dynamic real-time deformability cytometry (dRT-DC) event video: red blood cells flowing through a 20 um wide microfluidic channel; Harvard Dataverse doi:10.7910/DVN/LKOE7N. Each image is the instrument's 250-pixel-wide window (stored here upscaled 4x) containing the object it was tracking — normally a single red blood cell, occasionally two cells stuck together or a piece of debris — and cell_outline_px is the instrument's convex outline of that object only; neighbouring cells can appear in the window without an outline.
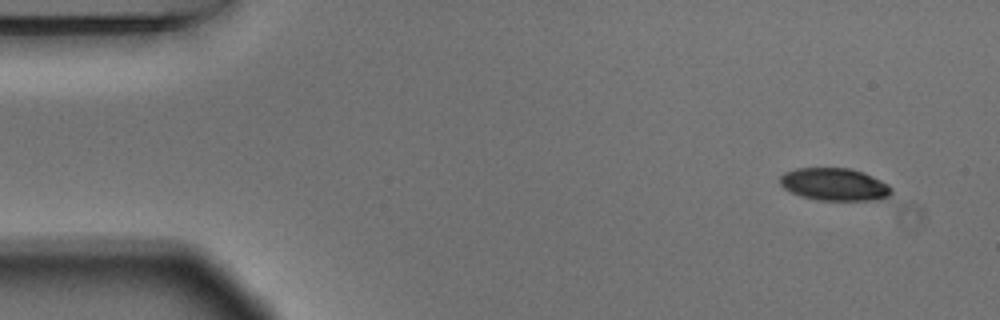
{"species": "Egyptian fruit bat (a non-hibernating species)", "species_latin": "Rousettus aegyptiacus", "temperature_condition": "warm", "stored_images_in_passage": 6, "camera_frame_rate_fps": 3000, "um_per_image_px": 0.085, "animal": {"sex": "male"}, "frame": {"image": 1, "passage_image": 1, "time_ms": 0.0, "image_size_px": [1000, 320], "cell_outline_px": [[892, 192], [888, 196], [880, 200], [820, 200], [800, 196], [784, 188], [780, 184], [780, 176], [784, 172], [796, 168], [848, 168], [864, 172], [888, 184], [892, 188]], "centroid_in_image_um": [70.93, 15.67], "position_along_channel_um": 14.1, "area_um2": 21.15}}
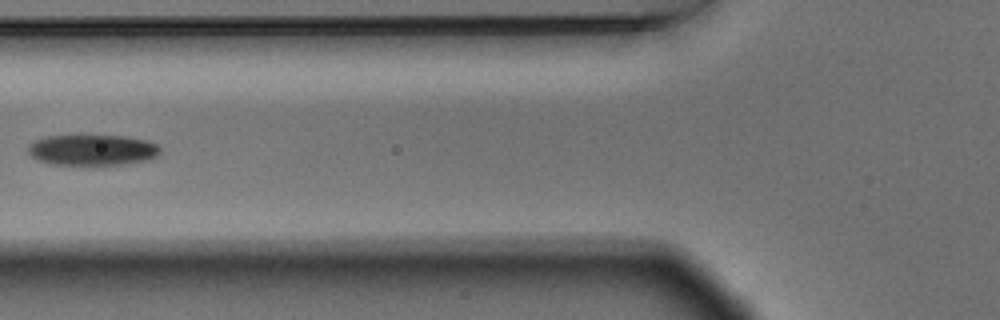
{"frame": {"image": 2, "passage_image": 5, "time_ms": 1.333, "image_size_px": [1000, 320], "cell_outline_px": [[160, 152], [156, 156], [144, 160], [120, 164], [52, 164], [36, 160], [28, 152], [28, 144], [36, 140], [48, 136], [128, 136], [148, 140], [156, 144], [160, 148]], "centroid_in_image_um": [7.83, 12.74], "position_along_channel_um": 118.0, "area_um2": 23.41}}
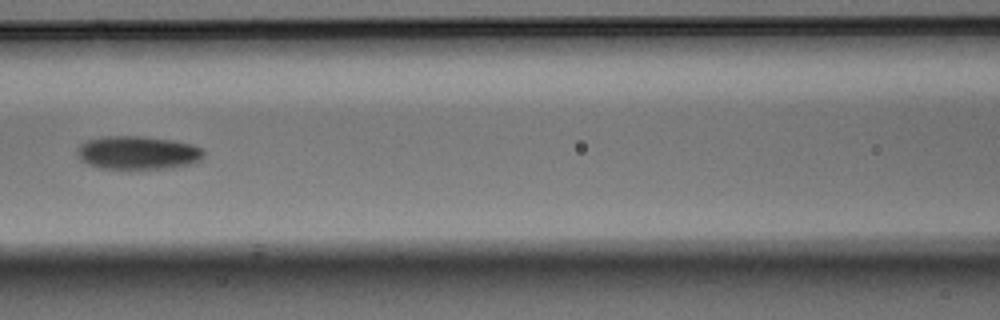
{"frame": {"image": 3, "passage_image": 6, "time_ms": 1.667, "image_size_px": [1000, 320], "cell_outline_px": [[204, 156], [196, 164], [172, 168], [100, 168], [88, 164], [80, 160], [76, 152], [80, 144], [88, 140], [104, 136], [140, 136], [172, 140], [192, 144], [204, 148]], "centroid_in_image_um": [11.76, 12.98], "position_along_channel_um": 154.8, "area_um2": 24.8}}